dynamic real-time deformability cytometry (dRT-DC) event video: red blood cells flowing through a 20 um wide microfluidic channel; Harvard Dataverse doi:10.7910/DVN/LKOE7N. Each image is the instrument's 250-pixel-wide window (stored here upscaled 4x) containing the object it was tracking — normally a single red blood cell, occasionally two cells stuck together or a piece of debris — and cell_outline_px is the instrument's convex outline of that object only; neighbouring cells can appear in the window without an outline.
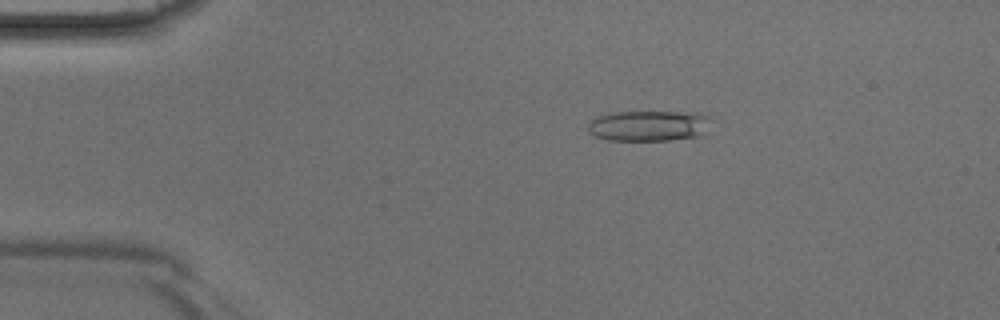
{"species": "Egyptian fruit bat (a non-hibernating species)", "species_latin": "Rousettus aegyptiacus", "temperature_condition": "room temperature", "stored_images_in_passage": 44, "camera_frame_rate_fps": 3000, "um_per_image_px": 0.085, "animal": {"sex": "male"}, "frame": {"image": 1, "passage_image": 8, "time_ms": 2.333, "image_size_px": [1000, 320], "cell_outline_px": [[712, 120], [700, 136], [668, 140], [608, 140], [596, 136], [588, 132], [588, 124], [592, 120], [608, 112], [700, 112], [712, 116]], "centroid_in_image_um": [55.18, 10.67], "position_along_channel_um": 29.8, "area_um2": 22.14}}
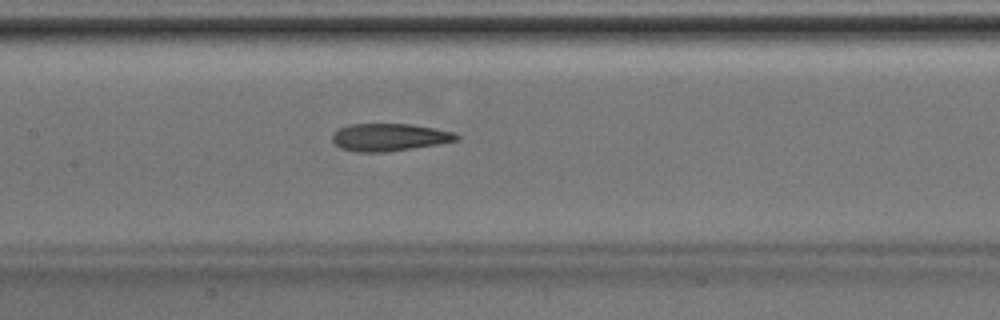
{"frame": {"image": 2, "passage_image": 21, "time_ms": 6.667, "image_size_px": [1000, 320], "cell_outline_px": [[460, 136], [456, 140], [436, 144], [412, 148], [384, 152], [356, 152], [340, 148], [332, 140], [332, 132], [348, 124], [412, 124], [456, 132]], "centroid_in_image_um": [33.06, 11.66], "position_along_channel_um": 174.3, "area_um2": 19.88}}
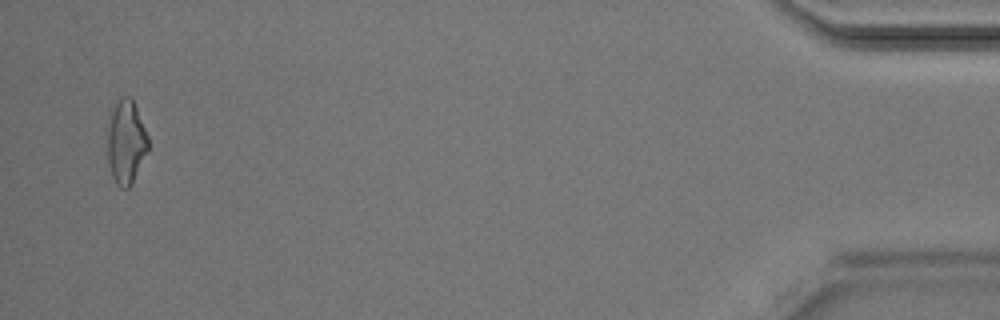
{"frame": {"image": 3, "passage_image": 43, "time_ms": 14.0, "image_size_px": [1000, 320], "cell_outline_px": [[148, 148], [132, 184], [128, 188], [120, 188], [116, 184], [112, 176], [108, 160], [108, 120], [120, 96], [132, 96], [148, 136]], "centroid_in_image_um": [10.71, 12.06], "position_along_channel_um": 424.5, "area_um2": 19.77}}